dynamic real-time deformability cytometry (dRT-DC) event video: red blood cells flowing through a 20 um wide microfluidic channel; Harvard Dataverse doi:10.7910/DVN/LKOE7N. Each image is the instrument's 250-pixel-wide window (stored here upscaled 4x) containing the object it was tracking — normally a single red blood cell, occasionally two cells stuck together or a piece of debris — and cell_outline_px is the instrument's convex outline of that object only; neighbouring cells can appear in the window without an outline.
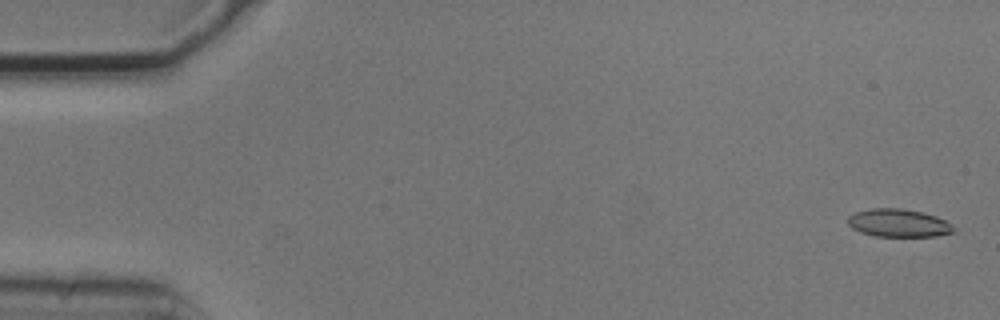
{"species": "common noctule bat (a hibernating species)", "species_latin": "Nyctalus noctula", "temperature_condition": "cold", "stored_images_in_passage": 5, "camera_frame_rate_fps": 3000, "um_per_image_px": 0.085, "animal": {"sex": "male", "body_mass_g": 20.5, "forearm_length_mm": 52.5}, "frame": {"image": 1, "passage_image": 1, "time_ms": 0.0, "image_size_px": [1000, 320], "cell_outline_px": [[956, 232], [936, 236], [876, 236], [860, 232], [852, 228], [848, 224], [848, 216], [856, 212], [872, 208], [900, 208], [920, 212], [936, 216], [952, 224]], "centroid_in_image_um": [76.38, 18.96], "position_along_channel_um": 8.6, "area_um2": 17.17}}
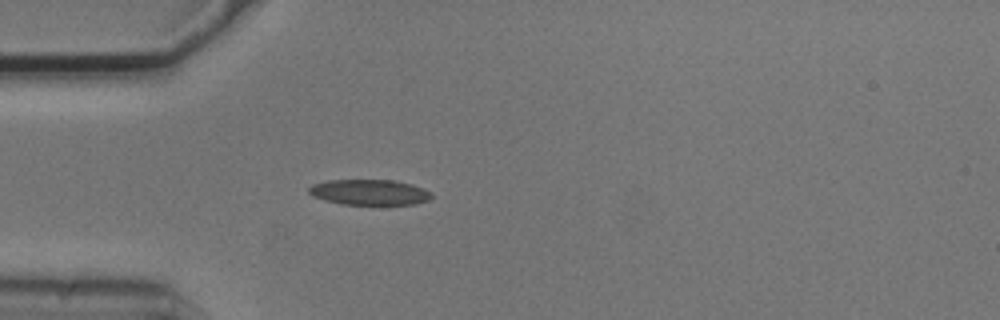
{"frame": {"image": 2, "passage_image": 5, "time_ms": 1.333, "image_size_px": [1000, 320], "cell_outline_px": [[432, 196], [428, 200], [416, 204], [344, 204], [324, 200], [312, 196], [308, 192], [308, 188], [312, 184], [328, 180], [392, 180], [412, 184], [424, 188], [432, 192]], "centroid_in_image_um": [31.4, 16.33], "position_along_channel_um": 53.6, "area_um2": 18.26}}